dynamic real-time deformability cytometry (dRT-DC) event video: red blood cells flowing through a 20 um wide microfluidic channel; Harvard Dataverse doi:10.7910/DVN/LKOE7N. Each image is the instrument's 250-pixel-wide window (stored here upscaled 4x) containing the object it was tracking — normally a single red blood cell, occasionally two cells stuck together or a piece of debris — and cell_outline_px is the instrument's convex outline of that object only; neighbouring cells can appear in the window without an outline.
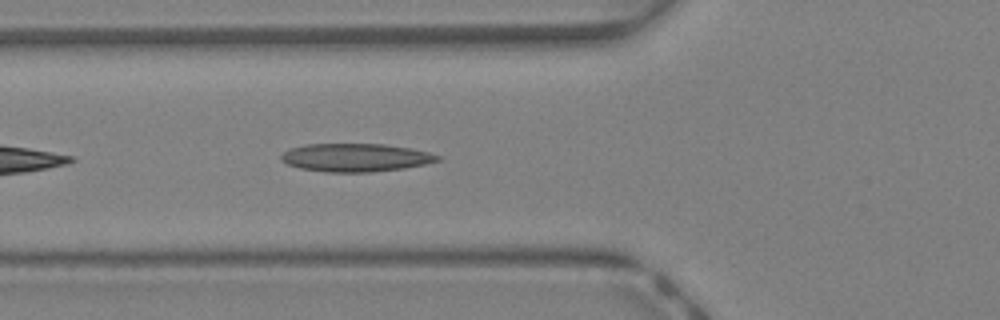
{"species": "Egyptian fruit bat (a non-hibernating species)", "species_latin": "Rousettus aegyptiacus", "temperature_condition": "warm", "stored_images_in_passage": 10, "camera_frame_rate_fps": 3000, "um_per_image_px": 0.085, "animal": {"sex": "female"}, "frame": {"image": 1, "passage_image": 4, "time_ms": 1.0, "image_size_px": [1000, 320], "cell_outline_px": [[440, 160], [424, 164], [404, 168], [372, 172], [324, 172], [300, 168], [288, 164], [280, 160], [280, 156], [288, 148], [304, 144], [384, 144], [412, 148], [428, 152], [440, 156]], "centroid_in_image_um": [30.19, 13.39], "position_along_channel_um": 95.6, "area_um2": 25.78}}
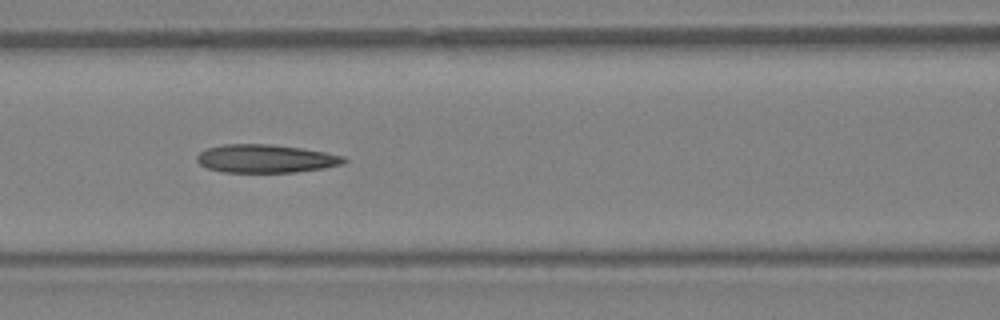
{"frame": {"image": 2, "passage_image": 7, "time_ms": 2.0, "image_size_px": [1000, 320], "cell_outline_px": [[348, 160], [344, 164], [324, 168], [296, 172], [224, 172], [208, 168], [200, 164], [196, 160], [196, 156], [200, 152], [208, 148], [224, 144], [272, 144], [300, 148], [324, 152], [344, 156]], "centroid_in_image_um": [22.6, 13.48], "position_along_channel_um": 144.0, "area_um2": 24.16}}